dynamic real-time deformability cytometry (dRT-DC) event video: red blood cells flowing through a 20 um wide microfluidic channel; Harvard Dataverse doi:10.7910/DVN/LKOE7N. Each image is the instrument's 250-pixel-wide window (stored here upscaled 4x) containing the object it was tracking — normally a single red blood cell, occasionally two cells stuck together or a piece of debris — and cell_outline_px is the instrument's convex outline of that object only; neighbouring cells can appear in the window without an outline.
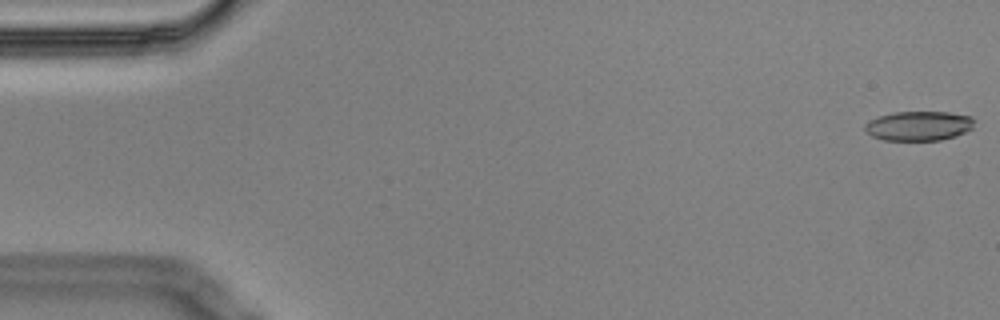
{"species": "Egyptian fruit bat (a non-hibernating species)", "species_latin": "Rousettus aegyptiacus", "temperature_condition": "cold", "stored_images_in_passage": 9, "camera_frame_rate_fps": 3000, "um_per_image_px": 0.085, "animal": {"sex": "male"}, "frame": {"image": 1, "passage_image": 1, "time_ms": 0.0, "image_size_px": [1000, 320], "cell_outline_px": [[972, 128], [956, 136], [940, 140], [884, 140], [872, 136], [864, 128], [864, 124], [880, 116], [896, 112], [948, 112], [972, 116]], "centroid_in_image_um": [78.1, 10.7], "position_along_channel_um": 6.9, "area_um2": 18.55}}
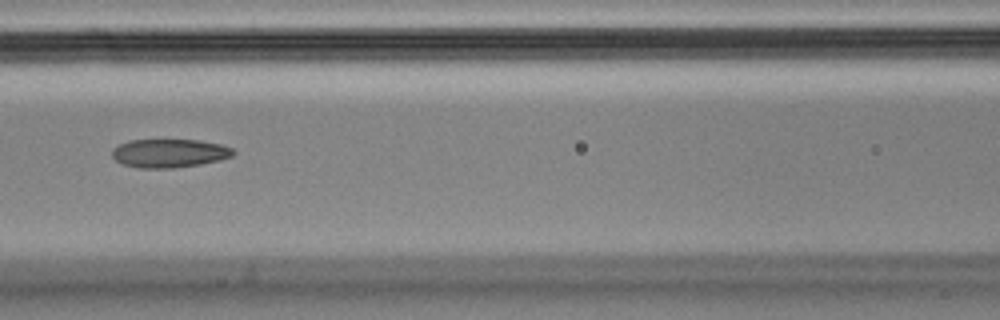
{"frame": {"image": 2, "passage_image": 8, "time_ms": 2.333, "image_size_px": [1000, 320], "cell_outline_px": [[236, 152], [232, 156], [220, 160], [200, 164], [172, 168], [140, 168], [124, 164], [116, 160], [112, 156], [112, 148], [128, 140], [200, 140], [220, 144], [232, 148]], "centroid_in_image_um": [14.4, 13.02], "position_along_channel_um": 152.2, "area_um2": 20.11}}
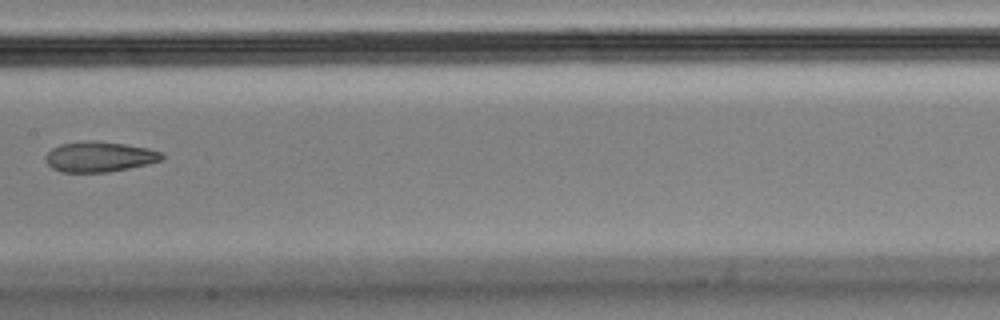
{"frame": {"image": 3, "passage_image": 9, "time_ms": 2.667, "image_size_px": [1000, 320], "cell_outline_px": [[164, 156], [160, 160], [148, 164], [108, 172], [60, 172], [52, 168], [48, 164], [44, 156], [52, 148], [60, 144], [88, 140], [92, 140], [124, 144], [148, 148], [164, 152]], "centroid_in_image_um": [8.44, 13.32], "position_along_channel_um": 199.0, "area_um2": 20.58}}